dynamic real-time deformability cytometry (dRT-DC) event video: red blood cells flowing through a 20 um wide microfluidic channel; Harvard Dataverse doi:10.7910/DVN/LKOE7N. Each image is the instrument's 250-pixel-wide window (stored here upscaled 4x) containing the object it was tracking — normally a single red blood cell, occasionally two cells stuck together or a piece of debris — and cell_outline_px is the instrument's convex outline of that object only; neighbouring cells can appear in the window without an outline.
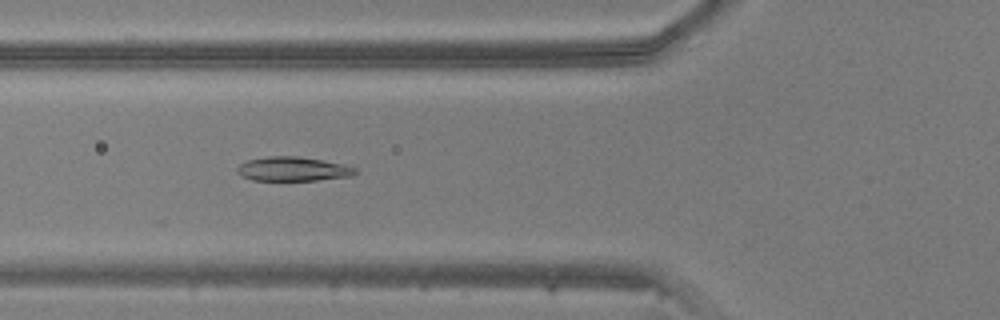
{"species": "common noctule bat (a hibernating species)", "species_latin": "Nyctalus noctula", "temperature_condition": "warm", "stored_images_in_passage": 40, "camera_frame_rate_fps": 3000, "um_per_image_px": 0.085, "animal": {"sex": "male", "body_mass_g": 20.5, "forearm_length_mm": 52.5}, "frame": {"image": 1, "passage_image": 10, "time_ms": 3.0, "image_size_px": [1000, 320], "cell_outline_px": [[356, 172], [352, 176], [316, 180], [252, 180], [236, 172], [236, 168], [240, 164], [248, 160], [268, 156], [296, 156], [344, 164], [356, 168]], "centroid_in_image_um": [24.89, 14.36], "position_along_channel_um": 100.9, "area_um2": 16.47}}
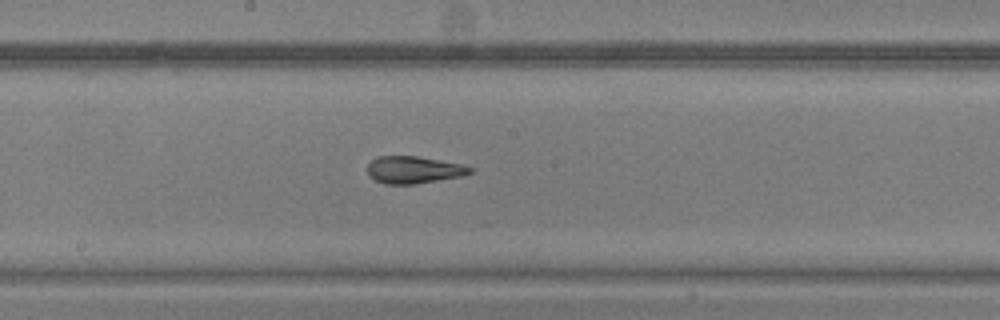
{"frame": {"image": 2, "passage_image": 18, "time_ms": 5.667, "image_size_px": [1000, 320], "cell_outline_px": [[472, 172], [464, 176], [416, 184], [384, 184], [376, 180], [368, 172], [368, 164], [376, 156], [416, 156], [464, 164], [472, 168]], "centroid_in_image_um": [35.21, 14.43], "position_along_channel_um": 213.0, "area_um2": 16.3}}
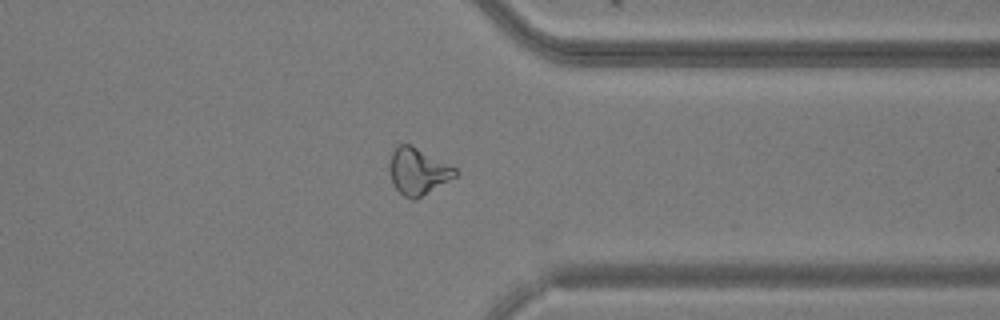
{"frame": {"image": 3, "passage_image": 30, "time_ms": 9.667, "image_size_px": [1000, 320], "cell_outline_px": [[460, 172], [456, 176], [416, 200], [412, 200], [404, 196], [392, 184], [388, 172], [388, 164], [392, 152], [400, 144], [408, 144], [452, 164]], "centroid_in_image_um": [35.53, 14.57], "position_along_channel_um": 375.9, "area_um2": 18.09}}